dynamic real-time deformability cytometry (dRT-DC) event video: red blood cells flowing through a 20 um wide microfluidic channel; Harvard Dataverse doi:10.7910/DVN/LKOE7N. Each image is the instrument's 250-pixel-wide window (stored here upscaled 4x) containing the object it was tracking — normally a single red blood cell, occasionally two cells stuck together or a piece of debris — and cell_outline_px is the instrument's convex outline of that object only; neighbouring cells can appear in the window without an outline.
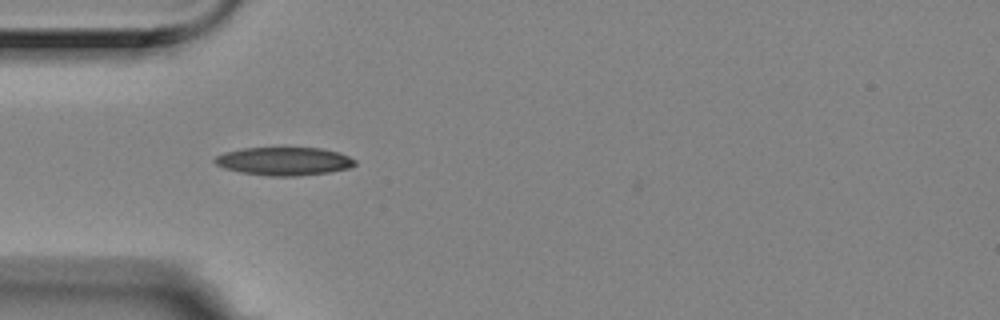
{"species": "Egyptian fruit bat (a non-hibernating species)", "species_latin": "Rousettus aegyptiacus", "temperature_condition": "room temperature", "stored_images_in_passage": 5, "camera_frame_rate_fps": 3000, "um_per_image_px": 0.085, "animal": {"sex": "female"}, "frame": {"image": 1, "passage_image": 1, "time_ms": 0.0, "image_size_px": [1000, 320], "cell_outline_px": [[356, 164], [348, 168], [328, 172], [296, 176], [268, 176], [240, 172], [224, 168], [216, 164], [212, 160], [216, 156], [224, 152], [240, 148], [320, 148], [340, 152], [356, 160]], "centroid_in_image_um": [24.12, 13.7], "position_along_channel_um": 60.9, "area_um2": 23.06}}
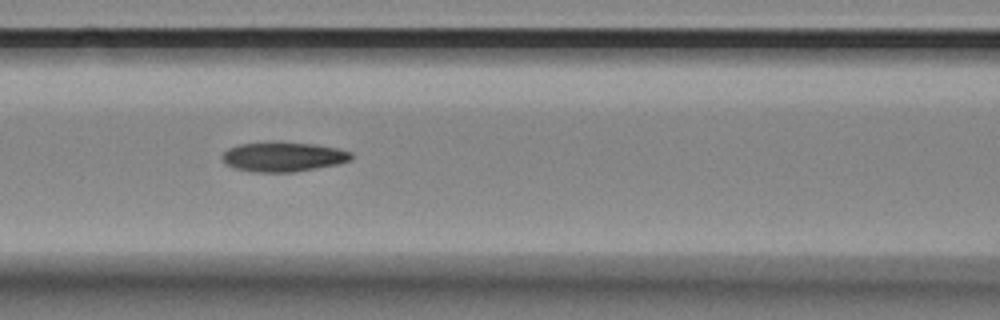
{"frame": {"image": 2, "passage_image": 3, "time_ms": 0.667, "image_size_px": [1000, 320], "cell_outline_px": [[352, 160], [336, 164], [292, 172], [252, 172], [236, 168], [224, 164], [220, 156], [228, 148], [240, 144], [268, 140], [276, 140], [316, 144], [336, 148], [352, 152]], "centroid_in_image_um": [24.02, 13.29], "position_along_channel_um": 142.6, "area_um2": 22.77}}
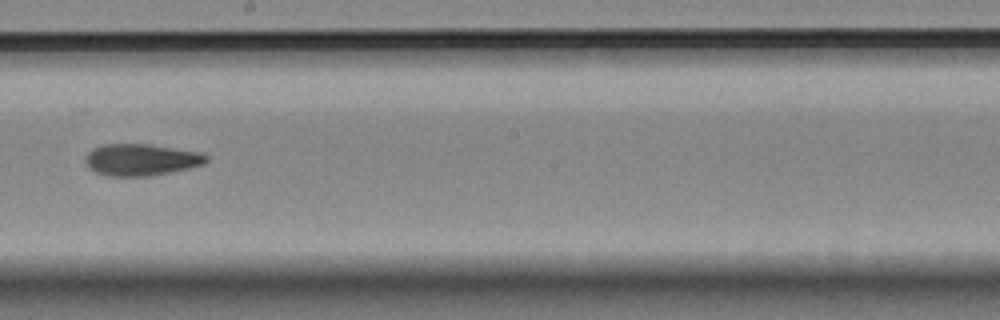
{"frame": {"image": 3, "passage_image": 5, "time_ms": 1.333, "image_size_px": [1000, 320], "cell_outline_px": [[208, 160], [204, 164], [188, 168], [148, 176], [108, 176], [96, 172], [88, 168], [84, 160], [88, 152], [92, 148], [104, 144], [148, 144], [204, 152], [208, 156]], "centroid_in_image_um": [11.99, 13.57], "position_along_channel_um": 236.2, "area_um2": 22.48}}